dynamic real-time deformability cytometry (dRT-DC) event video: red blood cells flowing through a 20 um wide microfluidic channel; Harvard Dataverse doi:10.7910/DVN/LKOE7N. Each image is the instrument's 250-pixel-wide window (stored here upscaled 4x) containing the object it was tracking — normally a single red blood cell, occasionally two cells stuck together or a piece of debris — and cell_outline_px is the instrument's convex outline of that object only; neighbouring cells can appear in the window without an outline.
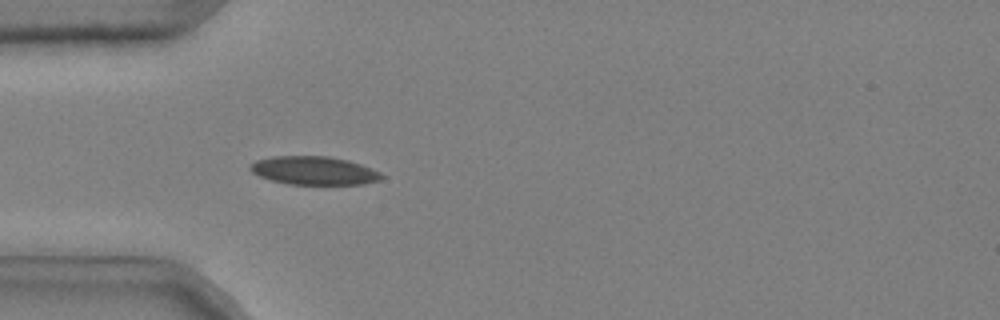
{"species": "common noctule bat (a hibernating species)", "species_latin": "Nyctalus noctula", "temperature_condition": "cold", "stored_images_in_passage": 10, "camera_frame_rate_fps": 3000, "um_per_image_px": 0.085, "animal": {"sex": "male", "body_mass_g": 20.4}, "frame": {"image": 1, "passage_image": 6, "time_ms": 1.667, "image_size_px": [1000, 320], "cell_outline_px": [[384, 176], [380, 180], [364, 184], [288, 184], [272, 180], [260, 176], [252, 172], [248, 168], [256, 160], [272, 156], [328, 156], [348, 160], [360, 164], [380, 172]], "centroid_in_image_um": [26.69, 14.49], "position_along_channel_um": 58.3, "area_um2": 21.62}}